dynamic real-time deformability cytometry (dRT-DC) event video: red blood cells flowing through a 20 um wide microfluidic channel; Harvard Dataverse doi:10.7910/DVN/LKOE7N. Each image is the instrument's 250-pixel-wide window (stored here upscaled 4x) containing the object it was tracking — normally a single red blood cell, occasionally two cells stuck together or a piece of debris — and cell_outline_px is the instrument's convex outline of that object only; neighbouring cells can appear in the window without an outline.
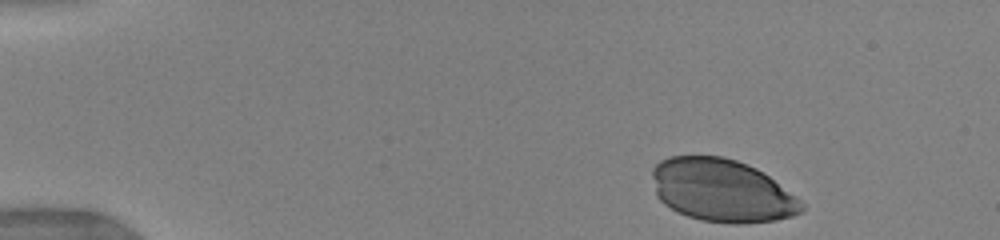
{"species": "human", "species_latin": "Homo sapiens", "temperature_condition": "warm", "stored_images_in_passage": 16, "camera_frame_rate_fps": 3000, "um_per_image_px": 0.085, "donor": {"sex": "female"}, "frame": {"image": 1, "passage_image": 1, "time_ms": 0.0, "image_size_px": [1000, 240], "cell_outline_px": [[804, 208], [800, 212], [792, 216], [776, 220], [740, 224], [732, 224], [700, 220], [676, 212], [664, 204], [656, 196], [652, 176], [652, 168], [660, 160], [668, 156], [724, 156], [748, 164], [756, 168], [768, 176], [796, 196], [804, 204]], "centroid_in_image_um": [61.33, 16.2], "position_along_channel_um": 23.7, "area_um2": 54.91}}